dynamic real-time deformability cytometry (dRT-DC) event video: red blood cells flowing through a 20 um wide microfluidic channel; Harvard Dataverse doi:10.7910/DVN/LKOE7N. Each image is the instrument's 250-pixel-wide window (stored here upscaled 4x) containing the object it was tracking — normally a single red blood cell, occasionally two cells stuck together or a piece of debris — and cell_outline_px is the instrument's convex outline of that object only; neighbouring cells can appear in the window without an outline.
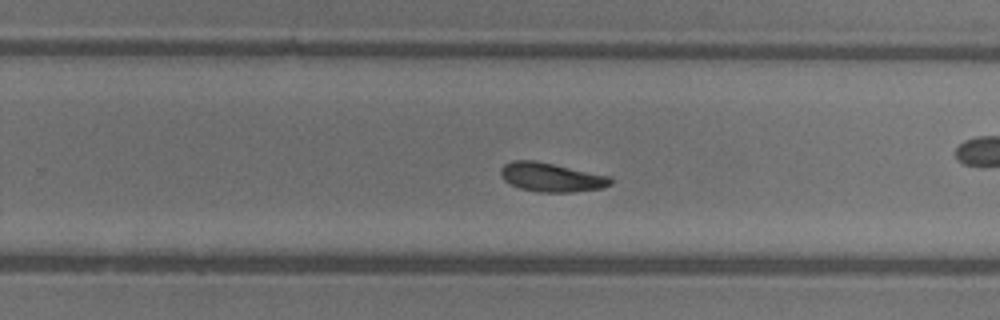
{"species": "common noctule bat (a hibernating species)", "species_latin": "Nyctalus noctula", "temperature_condition": "warm", "stored_images_in_passage": 43, "camera_frame_rate_fps": 3000, "um_per_image_px": 0.085, "animal": {"sex": "female"}, "frame": {"image": 1, "passage_image": 25, "time_ms": 8.0, "image_size_px": [1000, 320], "cell_outline_px": [[612, 184], [604, 188], [572, 192], [536, 192], [520, 188], [504, 180], [500, 176], [500, 168], [504, 164], [512, 160], [532, 160], [552, 164], [608, 176], [612, 180]], "centroid_in_image_um": [46.82, 15.07], "position_along_channel_um": 283.0, "area_um2": 18.38}, "authors_computed_cell_mechanics": {"area_um2": 18.496, "velocity_mm_per_s": 4.363, "shape_relaxation_time_tau1_ms": 4.3535, "shape_relaxation_time_tau2_ms": null, "deformation_change_tau1": 0.1421, "deformation_change_tau2": null}}